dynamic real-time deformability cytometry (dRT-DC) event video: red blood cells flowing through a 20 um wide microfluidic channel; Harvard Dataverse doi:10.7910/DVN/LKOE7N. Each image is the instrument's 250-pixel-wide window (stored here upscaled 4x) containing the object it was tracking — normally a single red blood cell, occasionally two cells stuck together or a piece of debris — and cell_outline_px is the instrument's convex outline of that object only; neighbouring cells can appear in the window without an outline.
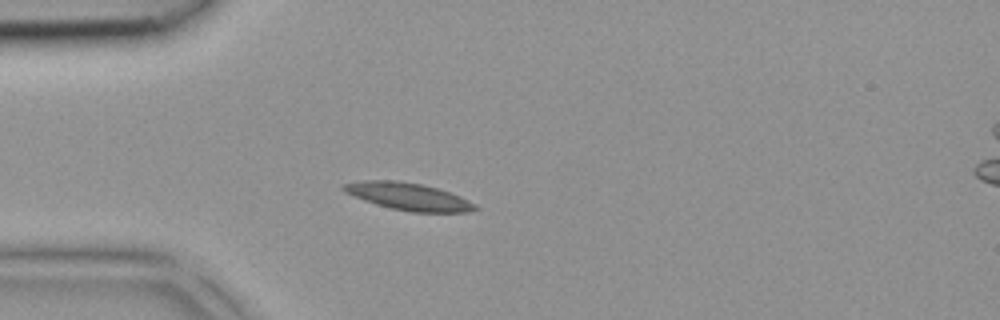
{"species": "common noctule bat (a hibernating species)", "species_latin": "Nyctalus noctula", "temperature_condition": "room temperature", "stored_images_in_passage": 32, "camera_frame_rate_fps": 3000, "um_per_image_px": 0.085, "animal": {"sex": "female", "body_mass_g": 18.4}, "frame": {"image": 1, "passage_image": 1, "time_ms": 0.0, "image_size_px": [1000, 320], "cell_outline_px": [[480, 208], [468, 212], [412, 212], [392, 208], [376, 204], [364, 200], [344, 192], [340, 188], [340, 184], [364, 180], [396, 180], [420, 184], [436, 188], [460, 196], [476, 204]], "centroid_in_image_um": [34.69, 16.7], "position_along_channel_um": 50.3, "area_um2": 20.87}}
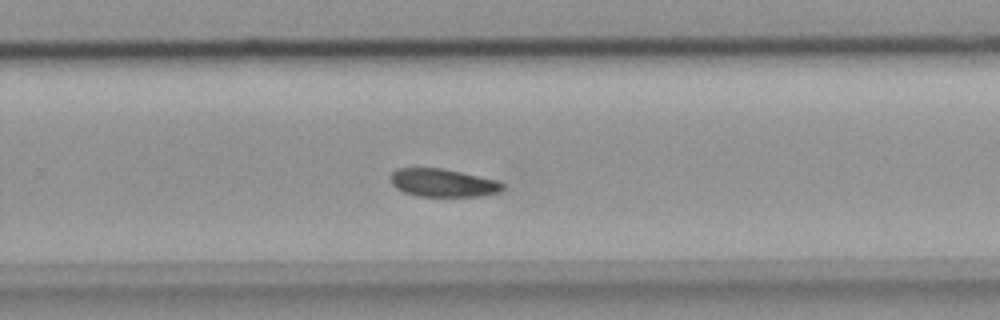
{"frame": {"image": 2, "passage_image": 17, "time_ms": 5.333, "image_size_px": [1000, 320], "cell_outline_px": [[504, 188], [500, 192], [484, 196], [420, 196], [404, 192], [396, 188], [392, 184], [392, 172], [396, 168], [440, 168], [460, 172], [496, 180], [504, 184]], "centroid_in_image_um": [37.67, 15.55], "position_along_channel_um": 292.1, "area_um2": 18.15}}
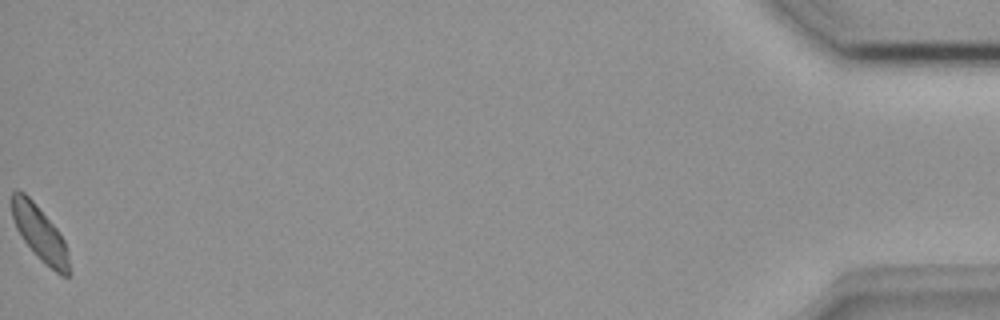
{"frame": {"image": 3, "passage_image": 32, "time_ms": 10.333, "image_size_px": [1000, 320], "cell_outline_px": [[72, 276], [60, 276], [44, 264], [40, 260], [20, 236], [16, 228], [12, 216], [12, 192], [16, 188], [24, 192], [36, 204], [56, 228], [64, 240]], "centroid_in_image_um": [3.39, 19.87], "position_along_channel_um": 431.8, "area_um2": 18.38}}